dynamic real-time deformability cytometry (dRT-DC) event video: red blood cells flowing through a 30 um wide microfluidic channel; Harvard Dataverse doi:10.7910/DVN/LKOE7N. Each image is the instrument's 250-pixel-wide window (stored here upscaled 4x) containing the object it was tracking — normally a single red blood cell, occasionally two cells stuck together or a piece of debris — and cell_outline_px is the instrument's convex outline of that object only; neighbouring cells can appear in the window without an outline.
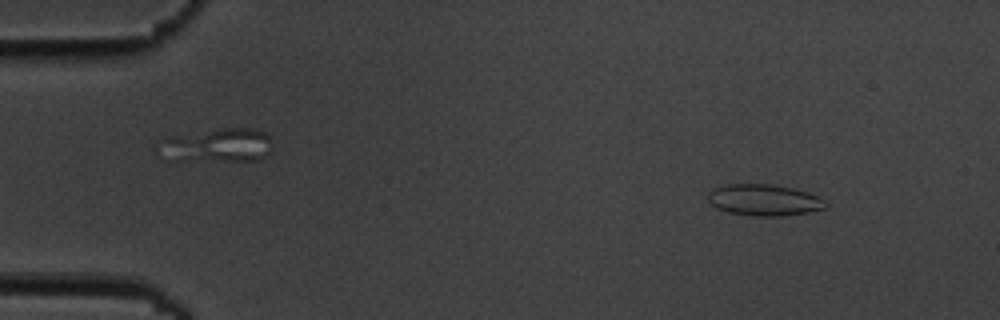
{"species": "common noctule bat (a hibernating species)", "species_latin": "Nyctalus noctula", "temperature_condition": "cold", "stored_images_in_passage": 6, "camera_frame_rate_fps": 3000, "um_per_image_px": 0.085, "animal": {"sex": "male", "body_mass_g": 19.5, "forearm_length_mm": 54.6}, "frame": {"image": 1, "passage_image": 2, "time_ms": 1.0, "image_size_px": [1000, 320], "cell_outline_px": [[828, 208], [808, 212], [780, 216], [752, 216], [728, 212], [716, 208], [708, 200], [708, 192], [712, 188], [724, 184], [772, 184], [792, 188], [808, 192], [824, 200], [828, 204]], "centroid_in_image_um": [64.93, 17.0], "position_along_channel_um": 20.1, "area_um2": 21.68}}